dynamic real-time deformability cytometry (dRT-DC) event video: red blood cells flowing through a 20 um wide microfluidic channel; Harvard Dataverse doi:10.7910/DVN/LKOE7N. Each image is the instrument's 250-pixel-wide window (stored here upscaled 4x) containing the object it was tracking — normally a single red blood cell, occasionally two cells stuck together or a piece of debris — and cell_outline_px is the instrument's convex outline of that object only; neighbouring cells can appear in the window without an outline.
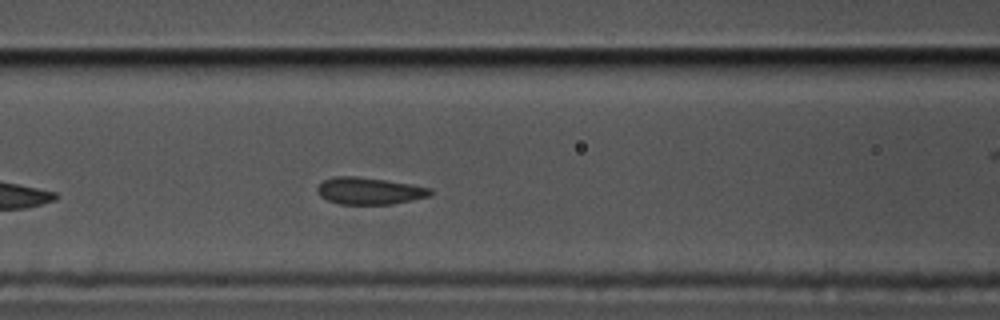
{"species": "common noctule bat (a hibernating species)", "species_latin": "Nyctalus noctula", "temperature_condition": "cold", "stored_images_in_passage": 37, "camera_frame_rate_fps": 3000, "um_per_image_px": 0.085, "animal": {"sex": "male", "body_mass_g": 17.5, "forearm_length_mm": 52.3}, "frame": {"image": 1, "passage_image": 11, "time_ms": 3.333, "image_size_px": [1000, 320], "cell_outline_px": [[432, 196], [392, 204], [340, 204], [328, 200], [320, 196], [316, 192], [316, 188], [324, 180], [332, 176], [356, 176], [412, 184], [432, 188]], "centroid_in_image_um": [31.4, 16.22], "position_along_channel_um": 135.2, "area_um2": 17.86}}
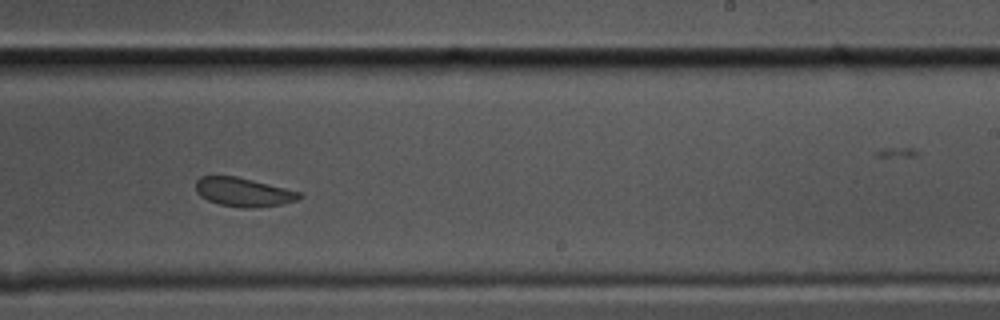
{"frame": {"image": 2, "passage_image": 23, "time_ms": 7.333, "image_size_px": [1000, 320], "cell_outline_px": [[304, 196], [296, 200], [280, 204], [252, 208], [244, 208], [220, 204], [208, 200], [200, 196], [196, 192], [196, 180], [200, 176], [236, 176], [300, 192]], "centroid_in_image_um": [20.66, 16.32], "position_along_channel_um": 268.3, "area_um2": 17.17}}
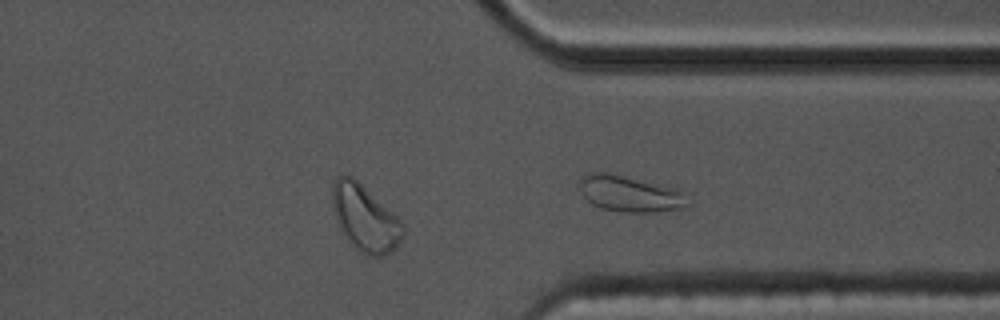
{"frame": {"image": 3, "passage_image": 31, "time_ms": 10.0, "image_size_px": [1000, 320], "cell_outline_px": [[404, 236], [384, 256], [368, 256], [360, 252], [348, 240], [340, 228], [336, 220], [332, 204], [332, 184], [336, 176], [352, 176], [396, 216], [404, 224]], "centroid_in_image_um": [31.0, 18.54], "position_along_channel_um": 380.4, "area_um2": 26.7}, "authors_computed_cell_mechanics": {"area_um2": 18.0336, "velocity_mm_per_s": 3.3381, "shape_relaxation_time_tau1_ms": 2.5666, "shape_relaxation_time_tau2_ms": null, "deformation_change_tau1": 0.0817, "deformation_change_tau2": null}}